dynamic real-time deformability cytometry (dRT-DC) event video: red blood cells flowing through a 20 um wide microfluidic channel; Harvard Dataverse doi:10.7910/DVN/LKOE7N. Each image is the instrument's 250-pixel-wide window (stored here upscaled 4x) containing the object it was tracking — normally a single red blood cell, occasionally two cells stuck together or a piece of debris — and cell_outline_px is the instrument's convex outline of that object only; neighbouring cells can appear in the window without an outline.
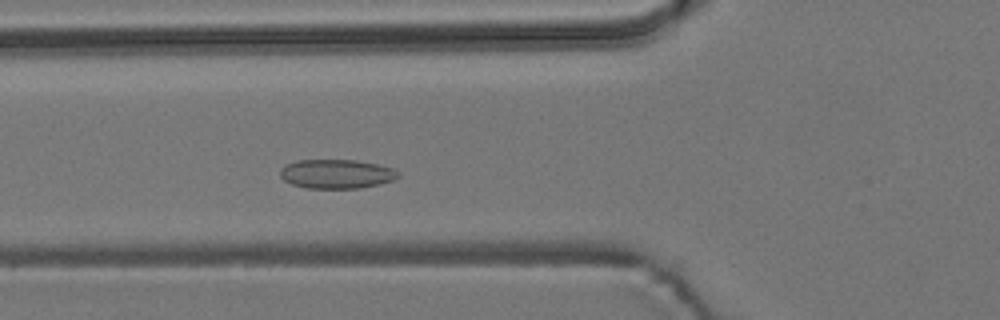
{"species": "common noctule bat (a hibernating species)", "species_latin": "Nyctalus noctula", "temperature_condition": "room temperature", "stored_images_in_passage": 6, "camera_frame_rate_fps": 3000, "um_per_image_px": 0.085, "animal": {"sex": "male", "body_mass_g": 19.2, "forearm_length_mm": 51.8}, "frame": {"image": 1, "passage_image": 6, "time_ms": 1.667, "image_size_px": [1000, 320], "cell_outline_px": [[400, 176], [392, 180], [380, 184], [360, 188], [304, 188], [292, 184], [284, 180], [280, 176], [280, 168], [288, 164], [300, 160], [356, 160], [376, 164], [392, 168], [400, 172]], "centroid_in_image_um": [28.61, 14.79], "position_along_channel_um": 97.2, "area_um2": 20.0}}